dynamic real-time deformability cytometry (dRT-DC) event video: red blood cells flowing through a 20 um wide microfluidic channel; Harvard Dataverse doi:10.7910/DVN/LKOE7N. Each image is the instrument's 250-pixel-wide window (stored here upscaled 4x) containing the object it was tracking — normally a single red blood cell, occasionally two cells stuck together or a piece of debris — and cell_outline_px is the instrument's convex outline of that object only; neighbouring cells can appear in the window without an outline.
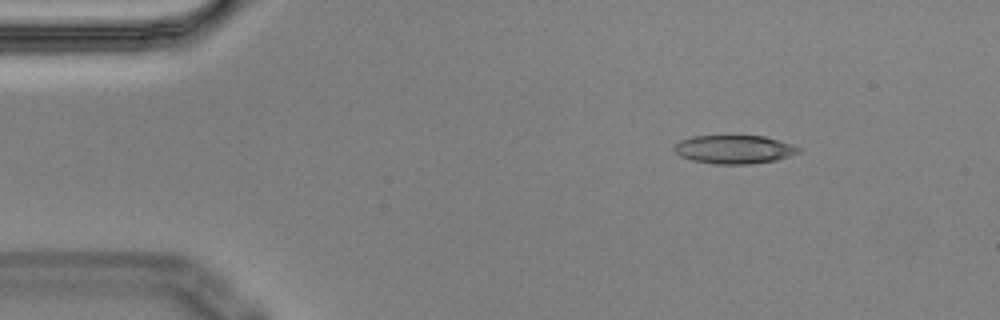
{"species": "Egyptian fruit bat (a non-hibernating species)", "species_latin": "Rousettus aegyptiacus", "temperature_condition": "cold", "stored_images_in_passage": 5, "camera_frame_rate_fps": 3000, "um_per_image_px": 0.085, "animal": {"sex": "male"}, "frame": {"image": 1, "passage_image": 2, "time_ms": 0.333, "image_size_px": [1000, 320], "cell_outline_px": [[800, 152], [776, 160], [752, 164], [716, 164], [692, 160], [680, 156], [672, 148], [680, 140], [692, 136], [764, 136], [792, 144], [800, 148]], "centroid_in_image_um": [62.39, 12.7], "position_along_channel_um": 22.6, "area_um2": 20.58}}
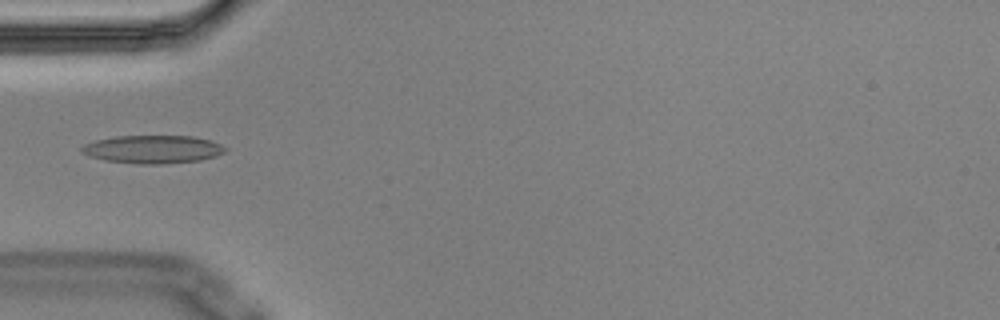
{"frame": {"image": 2, "passage_image": 5, "time_ms": 1.333, "image_size_px": [1000, 320], "cell_outline_px": [[228, 148], [224, 152], [216, 156], [200, 160], [164, 164], [140, 164], [104, 160], [88, 156], [80, 152], [80, 148], [84, 144], [96, 140], [116, 136], [192, 136], [208, 140], [220, 144]], "centroid_in_image_um": [12.96, 12.69], "position_along_channel_um": 72.0, "area_um2": 23.52}}